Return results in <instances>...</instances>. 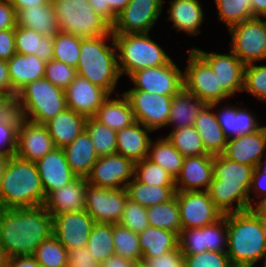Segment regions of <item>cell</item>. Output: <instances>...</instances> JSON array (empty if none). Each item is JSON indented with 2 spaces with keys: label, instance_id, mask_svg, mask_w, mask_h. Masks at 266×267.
<instances>
[{
  "label": "cell",
  "instance_id": "obj_20",
  "mask_svg": "<svg viewBox=\"0 0 266 267\" xmlns=\"http://www.w3.org/2000/svg\"><path fill=\"white\" fill-rule=\"evenodd\" d=\"M55 147L44 124L21 118L17 132L16 156L36 162Z\"/></svg>",
  "mask_w": 266,
  "mask_h": 267
},
{
  "label": "cell",
  "instance_id": "obj_7",
  "mask_svg": "<svg viewBox=\"0 0 266 267\" xmlns=\"http://www.w3.org/2000/svg\"><path fill=\"white\" fill-rule=\"evenodd\" d=\"M121 77L148 67L167 64L170 57L149 33L113 34Z\"/></svg>",
  "mask_w": 266,
  "mask_h": 267
},
{
  "label": "cell",
  "instance_id": "obj_39",
  "mask_svg": "<svg viewBox=\"0 0 266 267\" xmlns=\"http://www.w3.org/2000/svg\"><path fill=\"white\" fill-rule=\"evenodd\" d=\"M86 247L97 264L114 255L113 224L95 222L89 234Z\"/></svg>",
  "mask_w": 266,
  "mask_h": 267
},
{
  "label": "cell",
  "instance_id": "obj_14",
  "mask_svg": "<svg viewBox=\"0 0 266 267\" xmlns=\"http://www.w3.org/2000/svg\"><path fill=\"white\" fill-rule=\"evenodd\" d=\"M128 195L125 188L108 189L87 185L84 210L98 223L118 224Z\"/></svg>",
  "mask_w": 266,
  "mask_h": 267
},
{
  "label": "cell",
  "instance_id": "obj_51",
  "mask_svg": "<svg viewBox=\"0 0 266 267\" xmlns=\"http://www.w3.org/2000/svg\"><path fill=\"white\" fill-rule=\"evenodd\" d=\"M119 224L136 233H141L150 226L147 217V208L127 199Z\"/></svg>",
  "mask_w": 266,
  "mask_h": 267
},
{
  "label": "cell",
  "instance_id": "obj_65",
  "mask_svg": "<svg viewBox=\"0 0 266 267\" xmlns=\"http://www.w3.org/2000/svg\"><path fill=\"white\" fill-rule=\"evenodd\" d=\"M250 8L253 17H266V0H251Z\"/></svg>",
  "mask_w": 266,
  "mask_h": 267
},
{
  "label": "cell",
  "instance_id": "obj_60",
  "mask_svg": "<svg viewBox=\"0 0 266 267\" xmlns=\"http://www.w3.org/2000/svg\"><path fill=\"white\" fill-rule=\"evenodd\" d=\"M0 93L7 96L12 102L15 100V90L9 77L8 64L6 60L0 59Z\"/></svg>",
  "mask_w": 266,
  "mask_h": 267
},
{
  "label": "cell",
  "instance_id": "obj_74",
  "mask_svg": "<svg viewBox=\"0 0 266 267\" xmlns=\"http://www.w3.org/2000/svg\"><path fill=\"white\" fill-rule=\"evenodd\" d=\"M263 263H264V265L262 267H266V252H265L264 259H263Z\"/></svg>",
  "mask_w": 266,
  "mask_h": 267
},
{
  "label": "cell",
  "instance_id": "obj_47",
  "mask_svg": "<svg viewBox=\"0 0 266 267\" xmlns=\"http://www.w3.org/2000/svg\"><path fill=\"white\" fill-rule=\"evenodd\" d=\"M21 118L14 107L0 117V155H15Z\"/></svg>",
  "mask_w": 266,
  "mask_h": 267
},
{
  "label": "cell",
  "instance_id": "obj_25",
  "mask_svg": "<svg viewBox=\"0 0 266 267\" xmlns=\"http://www.w3.org/2000/svg\"><path fill=\"white\" fill-rule=\"evenodd\" d=\"M170 7L166 13L168 21L172 22L171 28L177 33L184 32L189 36H198L202 33L201 26L204 20V8L200 0H169Z\"/></svg>",
  "mask_w": 266,
  "mask_h": 267
},
{
  "label": "cell",
  "instance_id": "obj_16",
  "mask_svg": "<svg viewBox=\"0 0 266 267\" xmlns=\"http://www.w3.org/2000/svg\"><path fill=\"white\" fill-rule=\"evenodd\" d=\"M88 184L108 189L126 188L134 178V163L120 155L99 157L86 177Z\"/></svg>",
  "mask_w": 266,
  "mask_h": 267
},
{
  "label": "cell",
  "instance_id": "obj_5",
  "mask_svg": "<svg viewBox=\"0 0 266 267\" xmlns=\"http://www.w3.org/2000/svg\"><path fill=\"white\" fill-rule=\"evenodd\" d=\"M46 200L35 162L13 155L0 186V208H25L44 205Z\"/></svg>",
  "mask_w": 266,
  "mask_h": 267
},
{
  "label": "cell",
  "instance_id": "obj_43",
  "mask_svg": "<svg viewBox=\"0 0 266 267\" xmlns=\"http://www.w3.org/2000/svg\"><path fill=\"white\" fill-rule=\"evenodd\" d=\"M41 267H68V250L52 234L32 255Z\"/></svg>",
  "mask_w": 266,
  "mask_h": 267
},
{
  "label": "cell",
  "instance_id": "obj_44",
  "mask_svg": "<svg viewBox=\"0 0 266 267\" xmlns=\"http://www.w3.org/2000/svg\"><path fill=\"white\" fill-rule=\"evenodd\" d=\"M81 37L59 31L53 37V59L77 68Z\"/></svg>",
  "mask_w": 266,
  "mask_h": 267
},
{
  "label": "cell",
  "instance_id": "obj_1",
  "mask_svg": "<svg viewBox=\"0 0 266 267\" xmlns=\"http://www.w3.org/2000/svg\"><path fill=\"white\" fill-rule=\"evenodd\" d=\"M52 234V215L44 205L0 208V243L7 258L32 256Z\"/></svg>",
  "mask_w": 266,
  "mask_h": 267
},
{
  "label": "cell",
  "instance_id": "obj_58",
  "mask_svg": "<svg viewBox=\"0 0 266 267\" xmlns=\"http://www.w3.org/2000/svg\"><path fill=\"white\" fill-rule=\"evenodd\" d=\"M264 195H266V177L255 168L249 189L250 207Z\"/></svg>",
  "mask_w": 266,
  "mask_h": 267
},
{
  "label": "cell",
  "instance_id": "obj_61",
  "mask_svg": "<svg viewBox=\"0 0 266 267\" xmlns=\"http://www.w3.org/2000/svg\"><path fill=\"white\" fill-rule=\"evenodd\" d=\"M68 264L89 265L95 263L87 247H79L68 251Z\"/></svg>",
  "mask_w": 266,
  "mask_h": 267
},
{
  "label": "cell",
  "instance_id": "obj_69",
  "mask_svg": "<svg viewBox=\"0 0 266 267\" xmlns=\"http://www.w3.org/2000/svg\"><path fill=\"white\" fill-rule=\"evenodd\" d=\"M265 158V159H264ZM262 158L258 164L256 165V168L263 173V177H266V156ZM264 159V161H263Z\"/></svg>",
  "mask_w": 266,
  "mask_h": 267
},
{
  "label": "cell",
  "instance_id": "obj_8",
  "mask_svg": "<svg viewBox=\"0 0 266 267\" xmlns=\"http://www.w3.org/2000/svg\"><path fill=\"white\" fill-rule=\"evenodd\" d=\"M52 4L60 31L81 38L103 36L112 31L88 0H53Z\"/></svg>",
  "mask_w": 266,
  "mask_h": 267
},
{
  "label": "cell",
  "instance_id": "obj_62",
  "mask_svg": "<svg viewBox=\"0 0 266 267\" xmlns=\"http://www.w3.org/2000/svg\"><path fill=\"white\" fill-rule=\"evenodd\" d=\"M5 267H41L33 256H13L6 259Z\"/></svg>",
  "mask_w": 266,
  "mask_h": 267
},
{
  "label": "cell",
  "instance_id": "obj_41",
  "mask_svg": "<svg viewBox=\"0 0 266 267\" xmlns=\"http://www.w3.org/2000/svg\"><path fill=\"white\" fill-rule=\"evenodd\" d=\"M173 146L184 156L210 155L203 146L202 139L194 126L177 128L166 133Z\"/></svg>",
  "mask_w": 266,
  "mask_h": 267
},
{
  "label": "cell",
  "instance_id": "obj_36",
  "mask_svg": "<svg viewBox=\"0 0 266 267\" xmlns=\"http://www.w3.org/2000/svg\"><path fill=\"white\" fill-rule=\"evenodd\" d=\"M15 46L18 54L36 55L45 62L53 60V37L41 36L34 30L16 26Z\"/></svg>",
  "mask_w": 266,
  "mask_h": 267
},
{
  "label": "cell",
  "instance_id": "obj_34",
  "mask_svg": "<svg viewBox=\"0 0 266 267\" xmlns=\"http://www.w3.org/2000/svg\"><path fill=\"white\" fill-rule=\"evenodd\" d=\"M207 104L184 87L172 96L169 122L171 130L193 126L199 112Z\"/></svg>",
  "mask_w": 266,
  "mask_h": 267
},
{
  "label": "cell",
  "instance_id": "obj_53",
  "mask_svg": "<svg viewBox=\"0 0 266 267\" xmlns=\"http://www.w3.org/2000/svg\"><path fill=\"white\" fill-rule=\"evenodd\" d=\"M185 267H234L227 252L204 251L184 255Z\"/></svg>",
  "mask_w": 266,
  "mask_h": 267
},
{
  "label": "cell",
  "instance_id": "obj_21",
  "mask_svg": "<svg viewBox=\"0 0 266 267\" xmlns=\"http://www.w3.org/2000/svg\"><path fill=\"white\" fill-rule=\"evenodd\" d=\"M64 91L67 108L87 118L93 117L110 95L106 90L78 74Z\"/></svg>",
  "mask_w": 266,
  "mask_h": 267
},
{
  "label": "cell",
  "instance_id": "obj_11",
  "mask_svg": "<svg viewBox=\"0 0 266 267\" xmlns=\"http://www.w3.org/2000/svg\"><path fill=\"white\" fill-rule=\"evenodd\" d=\"M133 87L129 90H142L160 95H176L183 87V69L171 59L167 64L148 67L133 72L129 77Z\"/></svg>",
  "mask_w": 266,
  "mask_h": 267
},
{
  "label": "cell",
  "instance_id": "obj_23",
  "mask_svg": "<svg viewBox=\"0 0 266 267\" xmlns=\"http://www.w3.org/2000/svg\"><path fill=\"white\" fill-rule=\"evenodd\" d=\"M213 180V155L185 157L175 179L176 191H207Z\"/></svg>",
  "mask_w": 266,
  "mask_h": 267
},
{
  "label": "cell",
  "instance_id": "obj_10",
  "mask_svg": "<svg viewBox=\"0 0 266 267\" xmlns=\"http://www.w3.org/2000/svg\"><path fill=\"white\" fill-rule=\"evenodd\" d=\"M228 31L231 37L228 49L244 65L266 61V17L239 22Z\"/></svg>",
  "mask_w": 266,
  "mask_h": 267
},
{
  "label": "cell",
  "instance_id": "obj_18",
  "mask_svg": "<svg viewBox=\"0 0 266 267\" xmlns=\"http://www.w3.org/2000/svg\"><path fill=\"white\" fill-rule=\"evenodd\" d=\"M192 48L210 65L219 84L231 97L243 92L245 65L230 49L228 54H223L217 51L206 52L198 47Z\"/></svg>",
  "mask_w": 266,
  "mask_h": 267
},
{
  "label": "cell",
  "instance_id": "obj_70",
  "mask_svg": "<svg viewBox=\"0 0 266 267\" xmlns=\"http://www.w3.org/2000/svg\"><path fill=\"white\" fill-rule=\"evenodd\" d=\"M68 267H100V264H89V265L68 264Z\"/></svg>",
  "mask_w": 266,
  "mask_h": 267
},
{
  "label": "cell",
  "instance_id": "obj_67",
  "mask_svg": "<svg viewBox=\"0 0 266 267\" xmlns=\"http://www.w3.org/2000/svg\"><path fill=\"white\" fill-rule=\"evenodd\" d=\"M13 107V102L4 94L0 93V117Z\"/></svg>",
  "mask_w": 266,
  "mask_h": 267
},
{
  "label": "cell",
  "instance_id": "obj_9",
  "mask_svg": "<svg viewBox=\"0 0 266 267\" xmlns=\"http://www.w3.org/2000/svg\"><path fill=\"white\" fill-rule=\"evenodd\" d=\"M187 52L188 61L183 70L184 88L206 104L230 99L210 65L193 48Z\"/></svg>",
  "mask_w": 266,
  "mask_h": 267
},
{
  "label": "cell",
  "instance_id": "obj_48",
  "mask_svg": "<svg viewBox=\"0 0 266 267\" xmlns=\"http://www.w3.org/2000/svg\"><path fill=\"white\" fill-rule=\"evenodd\" d=\"M134 178L148 185L175 186L173 176L148 158L134 164Z\"/></svg>",
  "mask_w": 266,
  "mask_h": 267
},
{
  "label": "cell",
  "instance_id": "obj_52",
  "mask_svg": "<svg viewBox=\"0 0 266 267\" xmlns=\"http://www.w3.org/2000/svg\"><path fill=\"white\" fill-rule=\"evenodd\" d=\"M77 70L67 64L51 60L46 62L44 78L52 84L65 90L74 80Z\"/></svg>",
  "mask_w": 266,
  "mask_h": 267
},
{
  "label": "cell",
  "instance_id": "obj_68",
  "mask_svg": "<svg viewBox=\"0 0 266 267\" xmlns=\"http://www.w3.org/2000/svg\"><path fill=\"white\" fill-rule=\"evenodd\" d=\"M10 158L11 156L8 155H0V186L2 184L3 174Z\"/></svg>",
  "mask_w": 266,
  "mask_h": 267
},
{
  "label": "cell",
  "instance_id": "obj_71",
  "mask_svg": "<svg viewBox=\"0 0 266 267\" xmlns=\"http://www.w3.org/2000/svg\"><path fill=\"white\" fill-rule=\"evenodd\" d=\"M261 223H262V228H263V232L265 235V241H266V216H259Z\"/></svg>",
  "mask_w": 266,
  "mask_h": 267
},
{
  "label": "cell",
  "instance_id": "obj_24",
  "mask_svg": "<svg viewBox=\"0 0 266 267\" xmlns=\"http://www.w3.org/2000/svg\"><path fill=\"white\" fill-rule=\"evenodd\" d=\"M266 125L260 130L227 140L223 155L236 163L256 168L258 162L266 156Z\"/></svg>",
  "mask_w": 266,
  "mask_h": 267
},
{
  "label": "cell",
  "instance_id": "obj_45",
  "mask_svg": "<svg viewBox=\"0 0 266 267\" xmlns=\"http://www.w3.org/2000/svg\"><path fill=\"white\" fill-rule=\"evenodd\" d=\"M86 131L89 133L99 157L116 154L115 130L90 117L86 120Z\"/></svg>",
  "mask_w": 266,
  "mask_h": 267
},
{
  "label": "cell",
  "instance_id": "obj_12",
  "mask_svg": "<svg viewBox=\"0 0 266 267\" xmlns=\"http://www.w3.org/2000/svg\"><path fill=\"white\" fill-rule=\"evenodd\" d=\"M164 4V0H130L117 15L112 34L149 33L162 15Z\"/></svg>",
  "mask_w": 266,
  "mask_h": 267
},
{
  "label": "cell",
  "instance_id": "obj_32",
  "mask_svg": "<svg viewBox=\"0 0 266 267\" xmlns=\"http://www.w3.org/2000/svg\"><path fill=\"white\" fill-rule=\"evenodd\" d=\"M202 139L207 153L210 155H222L226 149L227 138L219 125L215 110L207 104L198 114L193 125Z\"/></svg>",
  "mask_w": 266,
  "mask_h": 267
},
{
  "label": "cell",
  "instance_id": "obj_4",
  "mask_svg": "<svg viewBox=\"0 0 266 267\" xmlns=\"http://www.w3.org/2000/svg\"><path fill=\"white\" fill-rule=\"evenodd\" d=\"M77 74L113 96L121 75L112 31L109 34L82 38Z\"/></svg>",
  "mask_w": 266,
  "mask_h": 267
},
{
  "label": "cell",
  "instance_id": "obj_22",
  "mask_svg": "<svg viewBox=\"0 0 266 267\" xmlns=\"http://www.w3.org/2000/svg\"><path fill=\"white\" fill-rule=\"evenodd\" d=\"M35 164L45 191V197L77 178L67 163L63 148L55 147L43 158L37 160Z\"/></svg>",
  "mask_w": 266,
  "mask_h": 267
},
{
  "label": "cell",
  "instance_id": "obj_63",
  "mask_svg": "<svg viewBox=\"0 0 266 267\" xmlns=\"http://www.w3.org/2000/svg\"><path fill=\"white\" fill-rule=\"evenodd\" d=\"M135 263L133 260L114 254L100 263V267H134Z\"/></svg>",
  "mask_w": 266,
  "mask_h": 267
},
{
  "label": "cell",
  "instance_id": "obj_75",
  "mask_svg": "<svg viewBox=\"0 0 266 267\" xmlns=\"http://www.w3.org/2000/svg\"><path fill=\"white\" fill-rule=\"evenodd\" d=\"M0 267H5V262H0Z\"/></svg>",
  "mask_w": 266,
  "mask_h": 267
},
{
  "label": "cell",
  "instance_id": "obj_31",
  "mask_svg": "<svg viewBox=\"0 0 266 267\" xmlns=\"http://www.w3.org/2000/svg\"><path fill=\"white\" fill-rule=\"evenodd\" d=\"M117 96L109 97L96 110L93 118L109 127L119 131L135 122L134 114L127 97L119 91Z\"/></svg>",
  "mask_w": 266,
  "mask_h": 267
},
{
  "label": "cell",
  "instance_id": "obj_30",
  "mask_svg": "<svg viewBox=\"0 0 266 267\" xmlns=\"http://www.w3.org/2000/svg\"><path fill=\"white\" fill-rule=\"evenodd\" d=\"M7 64L15 97L31 82L44 78L46 62L36 55L16 53L7 61Z\"/></svg>",
  "mask_w": 266,
  "mask_h": 267
},
{
  "label": "cell",
  "instance_id": "obj_27",
  "mask_svg": "<svg viewBox=\"0 0 266 267\" xmlns=\"http://www.w3.org/2000/svg\"><path fill=\"white\" fill-rule=\"evenodd\" d=\"M151 133L154 132L137 121L116 131V153L130 159L134 164L146 159Z\"/></svg>",
  "mask_w": 266,
  "mask_h": 267
},
{
  "label": "cell",
  "instance_id": "obj_72",
  "mask_svg": "<svg viewBox=\"0 0 266 267\" xmlns=\"http://www.w3.org/2000/svg\"><path fill=\"white\" fill-rule=\"evenodd\" d=\"M134 267H150V265L147 263V261L139 260L136 261Z\"/></svg>",
  "mask_w": 266,
  "mask_h": 267
},
{
  "label": "cell",
  "instance_id": "obj_3",
  "mask_svg": "<svg viewBox=\"0 0 266 267\" xmlns=\"http://www.w3.org/2000/svg\"><path fill=\"white\" fill-rule=\"evenodd\" d=\"M228 227L227 255L234 267H255L266 252L259 216L252 210L224 214Z\"/></svg>",
  "mask_w": 266,
  "mask_h": 267
},
{
  "label": "cell",
  "instance_id": "obj_54",
  "mask_svg": "<svg viewBox=\"0 0 266 267\" xmlns=\"http://www.w3.org/2000/svg\"><path fill=\"white\" fill-rule=\"evenodd\" d=\"M179 249L183 255L206 251L204 227L181 229L178 235Z\"/></svg>",
  "mask_w": 266,
  "mask_h": 267
},
{
  "label": "cell",
  "instance_id": "obj_56",
  "mask_svg": "<svg viewBox=\"0 0 266 267\" xmlns=\"http://www.w3.org/2000/svg\"><path fill=\"white\" fill-rule=\"evenodd\" d=\"M150 267H185L184 255L179 247L168 253L147 260Z\"/></svg>",
  "mask_w": 266,
  "mask_h": 267
},
{
  "label": "cell",
  "instance_id": "obj_57",
  "mask_svg": "<svg viewBox=\"0 0 266 267\" xmlns=\"http://www.w3.org/2000/svg\"><path fill=\"white\" fill-rule=\"evenodd\" d=\"M16 53L15 28L0 30V59L8 61Z\"/></svg>",
  "mask_w": 266,
  "mask_h": 267
},
{
  "label": "cell",
  "instance_id": "obj_19",
  "mask_svg": "<svg viewBox=\"0 0 266 267\" xmlns=\"http://www.w3.org/2000/svg\"><path fill=\"white\" fill-rule=\"evenodd\" d=\"M222 103L216 102L210 105L215 110L217 121L227 140L254 133L264 126L250 108L230 103L228 105L225 103L224 106Z\"/></svg>",
  "mask_w": 266,
  "mask_h": 267
},
{
  "label": "cell",
  "instance_id": "obj_55",
  "mask_svg": "<svg viewBox=\"0 0 266 267\" xmlns=\"http://www.w3.org/2000/svg\"><path fill=\"white\" fill-rule=\"evenodd\" d=\"M130 0H88L94 11L111 27Z\"/></svg>",
  "mask_w": 266,
  "mask_h": 267
},
{
  "label": "cell",
  "instance_id": "obj_2",
  "mask_svg": "<svg viewBox=\"0 0 266 267\" xmlns=\"http://www.w3.org/2000/svg\"><path fill=\"white\" fill-rule=\"evenodd\" d=\"M254 170L223 154L213 156V180L207 191L223 215L251 209L249 189Z\"/></svg>",
  "mask_w": 266,
  "mask_h": 267
},
{
  "label": "cell",
  "instance_id": "obj_64",
  "mask_svg": "<svg viewBox=\"0 0 266 267\" xmlns=\"http://www.w3.org/2000/svg\"><path fill=\"white\" fill-rule=\"evenodd\" d=\"M8 1L14 7L16 13L21 9L37 5L50 4L53 2V0H8Z\"/></svg>",
  "mask_w": 266,
  "mask_h": 267
},
{
  "label": "cell",
  "instance_id": "obj_33",
  "mask_svg": "<svg viewBox=\"0 0 266 267\" xmlns=\"http://www.w3.org/2000/svg\"><path fill=\"white\" fill-rule=\"evenodd\" d=\"M16 26L47 37H54L60 31L52 3L19 10L16 13Z\"/></svg>",
  "mask_w": 266,
  "mask_h": 267
},
{
  "label": "cell",
  "instance_id": "obj_59",
  "mask_svg": "<svg viewBox=\"0 0 266 267\" xmlns=\"http://www.w3.org/2000/svg\"><path fill=\"white\" fill-rule=\"evenodd\" d=\"M16 27V12L8 0H0V30Z\"/></svg>",
  "mask_w": 266,
  "mask_h": 267
},
{
  "label": "cell",
  "instance_id": "obj_66",
  "mask_svg": "<svg viewBox=\"0 0 266 267\" xmlns=\"http://www.w3.org/2000/svg\"><path fill=\"white\" fill-rule=\"evenodd\" d=\"M251 209L258 216H266V195L259 198L252 206Z\"/></svg>",
  "mask_w": 266,
  "mask_h": 267
},
{
  "label": "cell",
  "instance_id": "obj_37",
  "mask_svg": "<svg viewBox=\"0 0 266 267\" xmlns=\"http://www.w3.org/2000/svg\"><path fill=\"white\" fill-rule=\"evenodd\" d=\"M156 138L158 139L150 141L147 158L164 168L176 179L185 157L173 146L166 134Z\"/></svg>",
  "mask_w": 266,
  "mask_h": 267
},
{
  "label": "cell",
  "instance_id": "obj_46",
  "mask_svg": "<svg viewBox=\"0 0 266 267\" xmlns=\"http://www.w3.org/2000/svg\"><path fill=\"white\" fill-rule=\"evenodd\" d=\"M113 242L116 255L135 262L141 260L139 233L129 230L119 223L113 224Z\"/></svg>",
  "mask_w": 266,
  "mask_h": 267
},
{
  "label": "cell",
  "instance_id": "obj_42",
  "mask_svg": "<svg viewBox=\"0 0 266 267\" xmlns=\"http://www.w3.org/2000/svg\"><path fill=\"white\" fill-rule=\"evenodd\" d=\"M219 21L229 29L232 26L254 18L250 8L251 0H214Z\"/></svg>",
  "mask_w": 266,
  "mask_h": 267
},
{
  "label": "cell",
  "instance_id": "obj_40",
  "mask_svg": "<svg viewBox=\"0 0 266 267\" xmlns=\"http://www.w3.org/2000/svg\"><path fill=\"white\" fill-rule=\"evenodd\" d=\"M149 225L175 232L181 230L180 213L176 196L163 204H156L147 208Z\"/></svg>",
  "mask_w": 266,
  "mask_h": 267
},
{
  "label": "cell",
  "instance_id": "obj_28",
  "mask_svg": "<svg viewBox=\"0 0 266 267\" xmlns=\"http://www.w3.org/2000/svg\"><path fill=\"white\" fill-rule=\"evenodd\" d=\"M87 117L70 108H66L50 119L44 125L51 136L54 145L64 148L73 142L84 130H86Z\"/></svg>",
  "mask_w": 266,
  "mask_h": 267
},
{
  "label": "cell",
  "instance_id": "obj_49",
  "mask_svg": "<svg viewBox=\"0 0 266 267\" xmlns=\"http://www.w3.org/2000/svg\"><path fill=\"white\" fill-rule=\"evenodd\" d=\"M261 63L245 65L243 92L255 96L261 103H266V63Z\"/></svg>",
  "mask_w": 266,
  "mask_h": 267
},
{
  "label": "cell",
  "instance_id": "obj_73",
  "mask_svg": "<svg viewBox=\"0 0 266 267\" xmlns=\"http://www.w3.org/2000/svg\"><path fill=\"white\" fill-rule=\"evenodd\" d=\"M7 257L4 254V251L2 249V245L0 243V262H6Z\"/></svg>",
  "mask_w": 266,
  "mask_h": 267
},
{
  "label": "cell",
  "instance_id": "obj_38",
  "mask_svg": "<svg viewBox=\"0 0 266 267\" xmlns=\"http://www.w3.org/2000/svg\"><path fill=\"white\" fill-rule=\"evenodd\" d=\"M128 199L140 204L143 207H150L156 204H163L175 197V186L148 185L133 178L127 185Z\"/></svg>",
  "mask_w": 266,
  "mask_h": 267
},
{
  "label": "cell",
  "instance_id": "obj_35",
  "mask_svg": "<svg viewBox=\"0 0 266 267\" xmlns=\"http://www.w3.org/2000/svg\"><path fill=\"white\" fill-rule=\"evenodd\" d=\"M141 260L158 257L179 247L178 234L165 229L149 226L139 233Z\"/></svg>",
  "mask_w": 266,
  "mask_h": 267
},
{
  "label": "cell",
  "instance_id": "obj_26",
  "mask_svg": "<svg viewBox=\"0 0 266 267\" xmlns=\"http://www.w3.org/2000/svg\"><path fill=\"white\" fill-rule=\"evenodd\" d=\"M87 185L86 177H77L71 183L51 192L46 197L44 207L52 216L84 210Z\"/></svg>",
  "mask_w": 266,
  "mask_h": 267
},
{
  "label": "cell",
  "instance_id": "obj_17",
  "mask_svg": "<svg viewBox=\"0 0 266 267\" xmlns=\"http://www.w3.org/2000/svg\"><path fill=\"white\" fill-rule=\"evenodd\" d=\"M94 223L85 210L61 213L52 216V232L69 251L86 246Z\"/></svg>",
  "mask_w": 266,
  "mask_h": 267
},
{
  "label": "cell",
  "instance_id": "obj_50",
  "mask_svg": "<svg viewBox=\"0 0 266 267\" xmlns=\"http://www.w3.org/2000/svg\"><path fill=\"white\" fill-rule=\"evenodd\" d=\"M228 227L226 216L216 222L204 226L206 251L227 252Z\"/></svg>",
  "mask_w": 266,
  "mask_h": 267
},
{
  "label": "cell",
  "instance_id": "obj_29",
  "mask_svg": "<svg viewBox=\"0 0 266 267\" xmlns=\"http://www.w3.org/2000/svg\"><path fill=\"white\" fill-rule=\"evenodd\" d=\"M63 151L71 171L77 177H87L93 164L99 158L86 130L77 136L72 143L66 145Z\"/></svg>",
  "mask_w": 266,
  "mask_h": 267
},
{
  "label": "cell",
  "instance_id": "obj_15",
  "mask_svg": "<svg viewBox=\"0 0 266 267\" xmlns=\"http://www.w3.org/2000/svg\"><path fill=\"white\" fill-rule=\"evenodd\" d=\"M181 229L201 228L219 220L223 213L210 199L208 191H176Z\"/></svg>",
  "mask_w": 266,
  "mask_h": 267
},
{
  "label": "cell",
  "instance_id": "obj_6",
  "mask_svg": "<svg viewBox=\"0 0 266 267\" xmlns=\"http://www.w3.org/2000/svg\"><path fill=\"white\" fill-rule=\"evenodd\" d=\"M13 107L22 118L44 124L67 108L65 91L42 78L22 88Z\"/></svg>",
  "mask_w": 266,
  "mask_h": 267
},
{
  "label": "cell",
  "instance_id": "obj_13",
  "mask_svg": "<svg viewBox=\"0 0 266 267\" xmlns=\"http://www.w3.org/2000/svg\"><path fill=\"white\" fill-rule=\"evenodd\" d=\"M123 94L131 105L135 121L142 123L153 132L167 126L172 96L142 90H126Z\"/></svg>",
  "mask_w": 266,
  "mask_h": 267
}]
</instances>
